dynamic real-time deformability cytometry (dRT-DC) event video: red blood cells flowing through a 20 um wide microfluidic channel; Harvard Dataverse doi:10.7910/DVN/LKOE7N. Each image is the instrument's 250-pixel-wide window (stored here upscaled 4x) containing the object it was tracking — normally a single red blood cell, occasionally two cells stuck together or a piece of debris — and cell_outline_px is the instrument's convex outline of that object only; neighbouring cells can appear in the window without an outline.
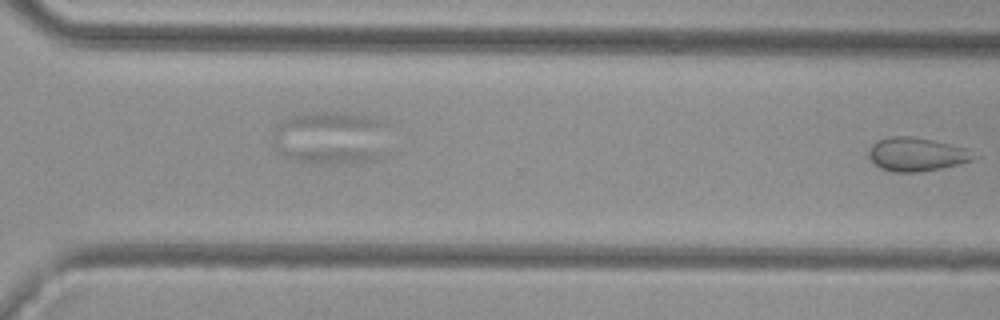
{"species": "common noctule bat (a hibernating species)", "species_latin": "Nyctalus noctula", "temperature_condition": "cold", "stored_images_in_passage": 29, "segment_of_instrument_passage": [2, 2], "camera_frame_rate_fps": 3000, "um_per_image_px": 0.085, "animal": {"sex": "female", "body_mass_g": 29.2, "forearm_length_mm": 56.3}, "frame": {"image": 1, "passage_image": 29, "time_ms": 9.333, "image_size_px": [1000, 320], "cell_outline_px": [[980, 156], [972, 160], [960, 164], [924, 172], [892, 172], [880, 168], [868, 156], [868, 152], [872, 144], [876, 140], [892, 136], [912, 136], [932, 140], [968, 148]], "centroid_in_image_um": [77.95, 13.12], "position_along_channel_um": 292.7, "area_um2": 20.87}}